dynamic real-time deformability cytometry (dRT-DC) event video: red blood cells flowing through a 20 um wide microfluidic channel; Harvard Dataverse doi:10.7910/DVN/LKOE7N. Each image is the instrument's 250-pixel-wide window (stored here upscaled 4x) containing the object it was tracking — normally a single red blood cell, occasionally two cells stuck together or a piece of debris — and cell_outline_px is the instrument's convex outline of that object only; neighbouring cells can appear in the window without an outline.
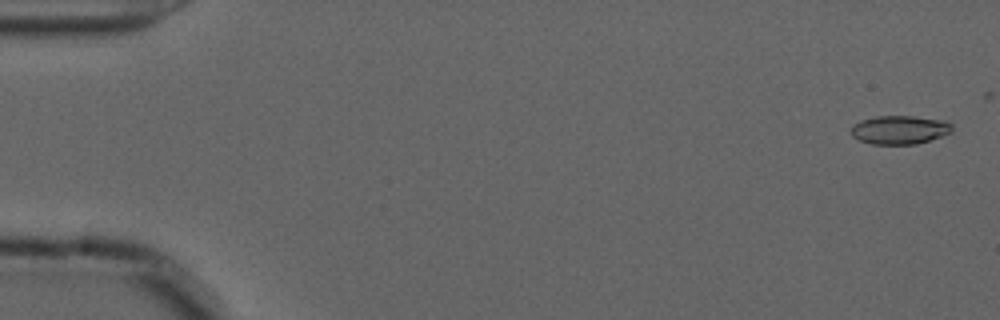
{"species": "common noctule bat (a hibernating species)", "species_latin": "Nyctalus noctula", "temperature_condition": "cold", "stored_images_in_passage": 48, "camera_frame_rate_fps": 3000, "um_per_image_px": 0.085, "animal": {"sex": "male", "forearm_length_mm": 52.5}, "frame": {"image": 1, "passage_image": 1, "time_ms": 0.0, "image_size_px": [1000, 320], "cell_outline_px": [[952, 132], [916, 144], [872, 144], [860, 140], [852, 136], [852, 124], [860, 120], [876, 116], [912, 116], [944, 120], [952, 124]], "centroid_in_image_um": [76.45, 11.02], "position_along_channel_um": 8.5, "area_um2": 16.76}}
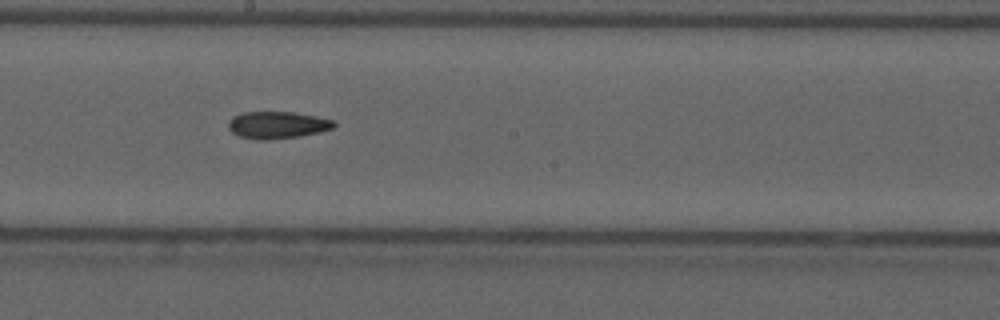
{"frame": {"image": 2, "passage_image": 30, "time_ms": 9.667, "image_size_px": [1000, 320], "cell_outline_px": [[336, 128], [300, 136], [272, 140], [256, 140], [236, 136], [228, 128], [228, 120], [232, 116], [244, 112], [292, 112], [316, 116], [336, 120]], "centroid_in_image_um": [23.57, 10.63], "position_along_channel_um": 224.6, "area_um2": 17.05}}
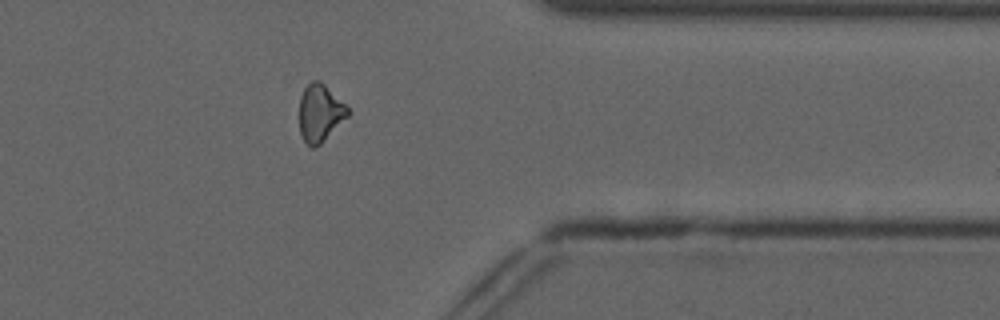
{"frame": {"image": 3, "passage_image": 44, "time_ms": 14.333, "image_size_px": [1000, 320], "cell_outline_px": [[348, 116], [316, 148], [312, 148], [304, 140], [300, 132], [300, 96], [304, 88], [312, 80], [320, 80], [348, 108]], "centroid_in_image_um": [27.18, 9.6], "position_along_channel_um": 384.2, "area_um2": 15.9}}